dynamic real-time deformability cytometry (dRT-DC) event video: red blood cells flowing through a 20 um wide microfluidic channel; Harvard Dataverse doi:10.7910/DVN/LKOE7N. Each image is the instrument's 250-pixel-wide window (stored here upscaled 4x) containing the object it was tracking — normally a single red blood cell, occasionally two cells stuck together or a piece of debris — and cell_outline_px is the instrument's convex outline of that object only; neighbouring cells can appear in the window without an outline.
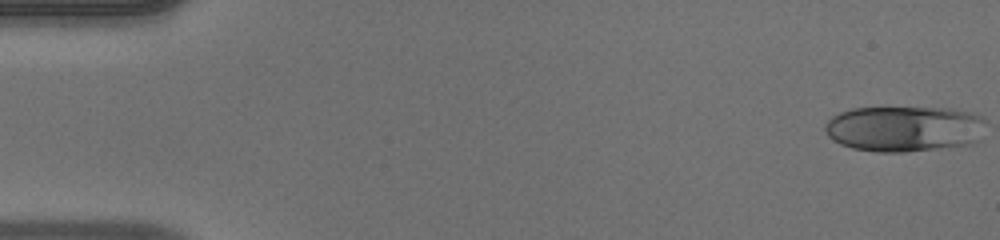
{"species": "human", "species_latin": "Homo sapiens", "temperature_condition": "warm", "stored_images_in_passage": 50, "camera_frame_rate_fps": 3000, "um_per_image_px": 0.085, "donor": {"sex": "male"}, "frame": {"image": 1, "passage_image": 1, "time_ms": 0.0, "image_size_px": [1000, 240], "cell_outline_px": [[984, 120], [980, 140], [972, 144], [904, 152], [876, 152], [852, 148], [840, 144], [828, 136], [824, 128], [824, 124], [832, 116], [840, 112], [852, 108], [952, 108], [984, 116]], "centroid_in_image_um": [76.85, 10.94], "position_along_channel_um": 8.1, "area_um2": 43.06}}
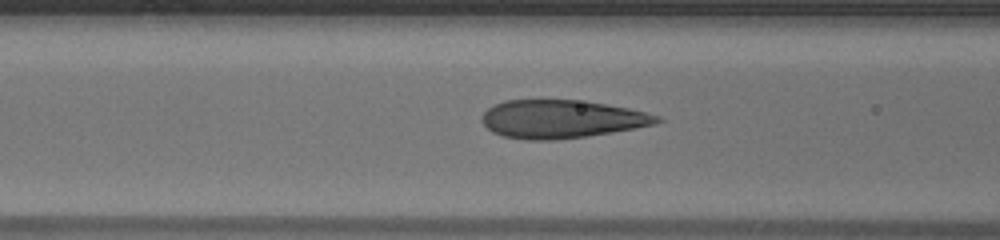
{"frame": {"image": 2, "passage_image": 20, "time_ms": 6.333, "image_size_px": [1000, 240], "cell_outline_px": [[664, 120], [656, 124], [636, 128], [588, 136], [552, 140], [528, 140], [504, 136], [492, 132], [480, 120], [480, 116], [488, 108], [504, 100], [576, 100], [604, 104], [628, 108], [660, 116]], "centroid_in_image_um": [47.72, 10.12], "position_along_channel_um": 118.9, "area_um2": 38.84}}
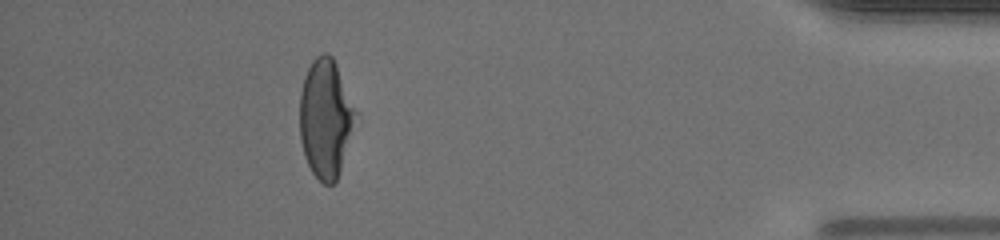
{"frame": {"image": 3, "passage_image": 45, "time_ms": 14.667, "image_size_px": [1000, 240], "cell_outline_px": [[356, 112], [340, 168], [336, 180], [332, 184], [324, 184], [312, 172], [304, 156], [300, 140], [300, 92], [304, 76], [312, 60], [316, 56], [324, 52], [328, 52], [332, 56], [336, 64]], "centroid_in_image_um": [27.62, 10.02], "position_along_channel_um": 407.6, "area_um2": 37.63}}